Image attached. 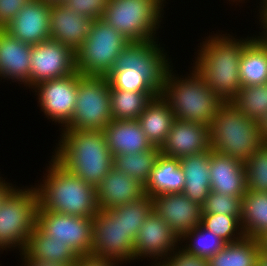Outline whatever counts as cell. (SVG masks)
<instances>
[{
	"label": "cell",
	"instance_id": "6da1fadb",
	"mask_svg": "<svg viewBox=\"0 0 267 266\" xmlns=\"http://www.w3.org/2000/svg\"><path fill=\"white\" fill-rule=\"evenodd\" d=\"M230 33L223 30L209 31V35L202 37L203 40L198 39L201 42L198 48L195 47L196 57L191 62L210 89L224 102H231L239 93L240 59L246 43L255 35L250 33L245 38L236 37V32Z\"/></svg>",
	"mask_w": 267,
	"mask_h": 266
},
{
	"label": "cell",
	"instance_id": "7a4b0ae2",
	"mask_svg": "<svg viewBox=\"0 0 267 266\" xmlns=\"http://www.w3.org/2000/svg\"><path fill=\"white\" fill-rule=\"evenodd\" d=\"M52 156L69 172L97 187L113 168L103 131L61 129Z\"/></svg>",
	"mask_w": 267,
	"mask_h": 266
},
{
	"label": "cell",
	"instance_id": "3957f363",
	"mask_svg": "<svg viewBox=\"0 0 267 266\" xmlns=\"http://www.w3.org/2000/svg\"><path fill=\"white\" fill-rule=\"evenodd\" d=\"M37 184L38 210L93 218L99 210L96 187L69 172L53 156Z\"/></svg>",
	"mask_w": 267,
	"mask_h": 266
},
{
	"label": "cell",
	"instance_id": "277c9868",
	"mask_svg": "<svg viewBox=\"0 0 267 266\" xmlns=\"http://www.w3.org/2000/svg\"><path fill=\"white\" fill-rule=\"evenodd\" d=\"M174 66L167 71L161 96L169 103L175 119L209 126L225 102L193 66H188L189 73L184 75L178 74Z\"/></svg>",
	"mask_w": 267,
	"mask_h": 266
},
{
	"label": "cell",
	"instance_id": "5b68a950",
	"mask_svg": "<svg viewBox=\"0 0 267 266\" xmlns=\"http://www.w3.org/2000/svg\"><path fill=\"white\" fill-rule=\"evenodd\" d=\"M211 149L245 163L265 142L258 121L225 102L209 125Z\"/></svg>",
	"mask_w": 267,
	"mask_h": 266
},
{
	"label": "cell",
	"instance_id": "8992f818",
	"mask_svg": "<svg viewBox=\"0 0 267 266\" xmlns=\"http://www.w3.org/2000/svg\"><path fill=\"white\" fill-rule=\"evenodd\" d=\"M19 186L0 204V254L4 250L22 253L37 222V189L33 184Z\"/></svg>",
	"mask_w": 267,
	"mask_h": 266
},
{
	"label": "cell",
	"instance_id": "52a82bcc",
	"mask_svg": "<svg viewBox=\"0 0 267 266\" xmlns=\"http://www.w3.org/2000/svg\"><path fill=\"white\" fill-rule=\"evenodd\" d=\"M164 9L160 0H110L101 19L130 42L162 40L158 33L164 28Z\"/></svg>",
	"mask_w": 267,
	"mask_h": 266
},
{
	"label": "cell",
	"instance_id": "ba28073f",
	"mask_svg": "<svg viewBox=\"0 0 267 266\" xmlns=\"http://www.w3.org/2000/svg\"><path fill=\"white\" fill-rule=\"evenodd\" d=\"M130 43L102 19L94 20L87 38L74 51L75 69L84 76H107Z\"/></svg>",
	"mask_w": 267,
	"mask_h": 266
},
{
	"label": "cell",
	"instance_id": "9c48e42d",
	"mask_svg": "<svg viewBox=\"0 0 267 266\" xmlns=\"http://www.w3.org/2000/svg\"><path fill=\"white\" fill-rule=\"evenodd\" d=\"M91 248L92 255L110 258L125 266L134 264L135 237L127 231L126 204L96 212Z\"/></svg>",
	"mask_w": 267,
	"mask_h": 266
},
{
	"label": "cell",
	"instance_id": "30bf717a",
	"mask_svg": "<svg viewBox=\"0 0 267 266\" xmlns=\"http://www.w3.org/2000/svg\"><path fill=\"white\" fill-rule=\"evenodd\" d=\"M110 90L107 76H84L78 72L73 117L63 129L103 131L113 120Z\"/></svg>",
	"mask_w": 267,
	"mask_h": 266
},
{
	"label": "cell",
	"instance_id": "8fae6325",
	"mask_svg": "<svg viewBox=\"0 0 267 266\" xmlns=\"http://www.w3.org/2000/svg\"><path fill=\"white\" fill-rule=\"evenodd\" d=\"M78 90V72L68 76L47 80L30 90L34 93L37 107L52 125L63 129L73 117ZM54 122V123H53Z\"/></svg>",
	"mask_w": 267,
	"mask_h": 266
},
{
	"label": "cell",
	"instance_id": "7c38bea8",
	"mask_svg": "<svg viewBox=\"0 0 267 266\" xmlns=\"http://www.w3.org/2000/svg\"><path fill=\"white\" fill-rule=\"evenodd\" d=\"M161 43L159 39L131 42L120 52L113 69L145 72L162 89L174 59Z\"/></svg>",
	"mask_w": 267,
	"mask_h": 266
},
{
	"label": "cell",
	"instance_id": "4fadbf2b",
	"mask_svg": "<svg viewBox=\"0 0 267 266\" xmlns=\"http://www.w3.org/2000/svg\"><path fill=\"white\" fill-rule=\"evenodd\" d=\"M30 60L29 84L25 88L29 91L41 82L62 78L76 71L74 50L52 39L32 45Z\"/></svg>",
	"mask_w": 267,
	"mask_h": 266
},
{
	"label": "cell",
	"instance_id": "5bb4252c",
	"mask_svg": "<svg viewBox=\"0 0 267 266\" xmlns=\"http://www.w3.org/2000/svg\"><path fill=\"white\" fill-rule=\"evenodd\" d=\"M36 224L50 237L68 244L78 256L91 253L93 218L37 210Z\"/></svg>",
	"mask_w": 267,
	"mask_h": 266
},
{
	"label": "cell",
	"instance_id": "9a60e30c",
	"mask_svg": "<svg viewBox=\"0 0 267 266\" xmlns=\"http://www.w3.org/2000/svg\"><path fill=\"white\" fill-rule=\"evenodd\" d=\"M179 246L180 237L152 210L135 238L134 263L147 259L149 264H160Z\"/></svg>",
	"mask_w": 267,
	"mask_h": 266
},
{
	"label": "cell",
	"instance_id": "2e32d148",
	"mask_svg": "<svg viewBox=\"0 0 267 266\" xmlns=\"http://www.w3.org/2000/svg\"><path fill=\"white\" fill-rule=\"evenodd\" d=\"M152 203L153 211L180 238L201 223L202 207L186 197L182 192L153 196Z\"/></svg>",
	"mask_w": 267,
	"mask_h": 266
},
{
	"label": "cell",
	"instance_id": "e0dca14e",
	"mask_svg": "<svg viewBox=\"0 0 267 266\" xmlns=\"http://www.w3.org/2000/svg\"><path fill=\"white\" fill-rule=\"evenodd\" d=\"M49 20L50 5L30 0L3 30L23 43L36 45L50 39Z\"/></svg>",
	"mask_w": 267,
	"mask_h": 266
},
{
	"label": "cell",
	"instance_id": "ac0fdd59",
	"mask_svg": "<svg viewBox=\"0 0 267 266\" xmlns=\"http://www.w3.org/2000/svg\"><path fill=\"white\" fill-rule=\"evenodd\" d=\"M210 149L208 125L177 119L160 147L161 154L171 158L204 153Z\"/></svg>",
	"mask_w": 267,
	"mask_h": 266
},
{
	"label": "cell",
	"instance_id": "d6986e66",
	"mask_svg": "<svg viewBox=\"0 0 267 266\" xmlns=\"http://www.w3.org/2000/svg\"><path fill=\"white\" fill-rule=\"evenodd\" d=\"M31 49L32 45L0 29V82L4 79L3 82L17 83L22 88L29 84Z\"/></svg>",
	"mask_w": 267,
	"mask_h": 266
},
{
	"label": "cell",
	"instance_id": "ffe728a7",
	"mask_svg": "<svg viewBox=\"0 0 267 266\" xmlns=\"http://www.w3.org/2000/svg\"><path fill=\"white\" fill-rule=\"evenodd\" d=\"M50 39L68 45L74 51L87 38L93 19L70 10L65 3L50 5Z\"/></svg>",
	"mask_w": 267,
	"mask_h": 266
},
{
	"label": "cell",
	"instance_id": "44dd1931",
	"mask_svg": "<svg viewBox=\"0 0 267 266\" xmlns=\"http://www.w3.org/2000/svg\"><path fill=\"white\" fill-rule=\"evenodd\" d=\"M100 210L139 200L145 195L144 185L116 168H112L96 187Z\"/></svg>",
	"mask_w": 267,
	"mask_h": 266
},
{
	"label": "cell",
	"instance_id": "7402d4cb",
	"mask_svg": "<svg viewBox=\"0 0 267 266\" xmlns=\"http://www.w3.org/2000/svg\"><path fill=\"white\" fill-rule=\"evenodd\" d=\"M211 191L243 197L247 190L244 163L210 149Z\"/></svg>",
	"mask_w": 267,
	"mask_h": 266
},
{
	"label": "cell",
	"instance_id": "603a6c76",
	"mask_svg": "<svg viewBox=\"0 0 267 266\" xmlns=\"http://www.w3.org/2000/svg\"><path fill=\"white\" fill-rule=\"evenodd\" d=\"M18 255L24 259H35L68 266H75L79 257L68 244L50 237L37 224L29 236L25 250Z\"/></svg>",
	"mask_w": 267,
	"mask_h": 266
},
{
	"label": "cell",
	"instance_id": "cb8c5ba5",
	"mask_svg": "<svg viewBox=\"0 0 267 266\" xmlns=\"http://www.w3.org/2000/svg\"><path fill=\"white\" fill-rule=\"evenodd\" d=\"M103 132L113 156L146 151L152 147L137 120H112Z\"/></svg>",
	"mask_w": 267,
	"mask_h": 266
},
{
	"label": "cell",
	"instance_id": "d4e9b609",
	"mask_svg": "<svg viewBox=\"0 0 267 266\" xmlns=\"http://www.w3.org/2000/svg\"><path fill=\"white\" fill-rule=\"evenodd\" d=\"M184 173L183 194L201 207L211 191L210 150L179 158Z\"/></svg>",
	"mask_w": 267,
	"mask_h": 266
},
{
	"label": "cell",
	"instance_id": "484cf974",
	"mask_svg": "<svg viewBox=\"0 0 267 266\" xmlns=\"http://www.w3.org/2000/svg\"><path fill=\"white\" fill-rule=\"evenodd\" d=\"M174 120L170 105L161 94L153 98L137 119L147 140L159 148L165 142Z\"/></svg>",
	"mask_w": 267,
	"mask_h": 266
},
{
	"label": "cell",
	"instance_id": "4316f807",
	"mask_svg": "<svg viewBox=\"0 0 267 266\" xmlns=\"http://www.w3.org/2000/svg\"><path fill=\"white\" fill-rule=\"evenodd\" d=\"M184 181L179 158L161 154L144 186L145 195L153 197L166 193L183 192Z\"/></svg>",
	"mask_w": 267,
	"mask_h": 266
},
{
	"label": "cell",
	"instance_id": "83f0119b",
	"mask_svg": "<svg viewBox=\"0 0 267 266\" xmlns=\"http://www.w3.org/2000/svg\"><path fill=\"white\" fill-rule=\"evenodd\" d=\"M257 32L246 43L240 59L241 87L267 83V44Z\"/></svg>",
	"mask_w": 267,
	"mask_h": 266
},
{
	"label": "cell",
	"instance_id": "f1b7e54d",
	"mask_svg": "<svg viewBox=\"0 0 267 266\" xmlns=\"http://www.w3.org/2000/svg\"><path fill=\"white\" fill-rule=\"evenodd\" d=\"M240 224L244 236L258 239L267 232V193L247 191L242 197Z\"/></svg>",
	"mask_w": 267,
	"mask_h": 266
},
{
	"label": "cell",
	"instance_id": "f546056e",
	"mask_svg": "<svg viewBox=\"0 0 267 266\" xmlns=\"http://www.w3.org/2000/svg\"><path fill=\"white\" fill-rule=\"evenodd\" d=\"M260 249L258 239L244 236L241 240L226 243L208 258V266H256Z\"/></svg>",
	"mask_w": 267,
	"mask_h": 266
},
{
	"label": "cell",
	"instance_id": "4dcf8cb0",
	"mask_svg": "<svg viewBox=\"0 0 267 266\" xmlns=\"http://www.w3.org/2000/svg\"><path fill=\"white\" fill-rule=\"evenodd\" d=\"M157 92H132L111 89V116L113 120H137Z\"/></svg>",
	"mask_w": 267,
	"mask_h": 266
},
{
	"label": "cell",
	"instance_id": "1f68e13d",
	"mask_svg": "<svg viewBox=\"0 0 267 266\" xmlns=\"http://www.w3.org/2000/svg\"><path fill=\"white\" fill-rule=\"evenodd\" d=\"M160 155V148L156 146L137 153L115 155L113 167L145 186Z\"/></svg>",
	"mask_w": 267,
	"mask_h": 266
},
{
	"label": "cell",
	"instance_id": "d6a6232c",
	"mask_svg": "<svg viewBox=\"0 0 267 266\" xmlns=\"http://www.w3.org/2000/svg\"><path fill=\"white\" fill-rule=\"evenodd\" d=\"M225 245L226 242L222 238L201 225L186 232L180 238V247L188 254L207 259L216 254Z\"/></svg>",
	"mask_w": 267,
	"mask_h": 266
},
{
	"label": "cell",
	"instance_id": "836d02e7",
	"mask_svg": "<svg viewBox=\"0 0 267 266\" xmlns=\"http://www.w3.org/2000/svg\"><path fill=\"white\" fill-rule=\"evenodd\" d=\"M230 103L248 118L258 121L267 112V83L241 87Z\"/></svg>",
	"mask_w": 267,
	"mask_h": 266
},
{
	"label": "cell",
	"instance_id": "e575fe53",
	"mask_svg": "<svg viewBox=\"0 0 267 266\" xmlns=\"http://www.w3.org/2000/svg\"><path fill=\"white\" fill-rule=\"evenodd\" d=\"M110 89H122L132 92H157L161 88L145 73L126 71V69H112L107 75Z\"/></svg>",
	"mask_w": 267,
	"mask_h": 266
},
{
	"label": "cell",
	"instance_id": "d590c367",
	"mask_svg": "<svg viewBox=\"0 0 267 266\" xmlns=\"http://www.w3.org/2000/svg\"><path fill=\"white\" fill-rule=\"evenodd\" d=\"M200 225L226 243H233L244 237L240 221L233 215L202 214Z\"/></svg>",
	"mask_w": 267,
	"mask_h": 266
},
{
	"label": "cell",
	"instance_id": "8d00e7d4",
	"mask_svg": "<svg viewBox=\"0 0 267 266\" xmlns=\"http://www.w3.org/2000/svg\"><path fill=\"white\" fill-rule=\"evenodd\" d=\"M247 190L267 193V143L244 163Z\"/></svg>",
	"mask_w": 267,
	"mask_h": 266
},
{
	"label": "cell",
	"instance_id": "74e56055",
	"mask_svg": "<svg viewBox=\"0 0 267 266\" xmlns=\"http://www.w3.org/2000/svg\"><path fill=\"white\" fill-rule=\"evenodd\" d=\"M242 213V197L210 191L202 206V214L233 215L239 221Z\"/></svg>",
	"mask_w": 267,
	"mask_h": 266
},
{
	"label": "cell",
	"instance_id": "f35d334b",
	"mask_svg": "<svg viewBox=\"0 0 267 266\" xmlns=\"http://www.w3.org/2000/svg\"><path fill=\"white\" fill-rule=\"evenodd\" d=\"M153 210L152 197L144 195L139 200L126 204L127 231L136 238L139 228Z\"/></svg>",
	"mask_w": 267,
	"mask_h": 266
},
{
	"label": "cell",
	"instance_id": "ab89813d",
	"mask_svg": "<svg viewBox=\"0 0 267 266\" xmlns=\"http://www.w3.org/2000/svg\"><path fill=\"white\" fill-rule=\"evenodd\" d=\"M110 0H66L65 5L82 16L93 20L101 19Z\"/></svg>",
	"mask_w": 267,
	"mask_h": 266
},
{
	"label": "cell",
	"instance_id": "60d3db41",
	"mask_svg": "<svg viewBox=\"0 0 267 266\" xmlns=\"http://www.w3.org/2000/svg\"><path fill=\"white\" fill-rule=\"evenodd\" d=\"M162 266H208L204 257L188 254L180 246L161 263Z\"/></svg>",
	"mask_w": 267,
	"mask_h": 266
},
{
	"label": "cell",
	"instance_id": "b9f144b4",
	"mask_svg": "<svg viewBox=\"0 0 267 266\" xmlns=\"http://www.w3.org/2000/svg\"><path fill=\"white\" fill-rule=\"evenodd\" d=\"M30 0H0V29L6 27Z\"/></svg>",
	"mask_w": 267,
	"mask_h": 266
},
{
	"label": "cell",
	"instance_id": "7bdbcfd3",
	"mask_svg": "<svg viewBox=\"0 0 267 266\" xmlns=\"http://www.w3.org/2000/svg\"><path fill=\"white\" fill-rule=\"evenodd\" d=\"M124 266L110 258L99 257L92 254L80 255L75 266Z\"/></svg>",
	"mask_w": 267,
	"mask_h": 266
},
{
	"label": "cell",
	"instance_id": "ee69618b",
	"mask_svg": "<svg viewBox=\"0 0 267 266\" xmlns=\"http://www.w3.org/2000/svg\"><path fill=\"white\" fill-rule=\"evenodd\" d=\"M5 179L8 178H3L0 174V204L5 199V197L17 186L15 181L12 183L9 180L6 181Z\"/></svg>",
	"mask_w": 267,
	"mask_h": 266
},
{
	"label": "cell",
	"instance_id": "f6af8a7d",
	"mask_svg": "<svg viewBox=\"0 0 267 266\" xmlns=\"http://www.w3.org/2000/svg\"><path fill=\"white\" fill-rule=\"evenodd\" d=\"M21 260L19 266H68L65 264H59V263H50V262H45V261H38L35 259H24L21 255H19Z\"/></svg>",
	"mask_w": 267,
	"mask_h": 266
},
{
	"label": "cell",
	"instance_id": "bcb514c9",
	"mask_svg": "<svg viewBox=\"0 0 267 266\" xmlns=\"http://www.w3.org/2000/svg\"><path fill=\"white\" fill-rule=\"evenodd\" d=\"M255 19V23L260 25L259 31L261 30V32H267V7L257 17H255Z\"/></svg>",
	"mask_w": 267,
	"mask_h": 266
},
{
	"label": "cell",
	"instance_id": "7dc6e473",
	"mask_svg": "<svg viewBox=\"0 0 267 266\" xmlns=\"http://www.w3.org/2000/svg\"><path fill=\"white\" fill-rule=\"evenodd\" d=\"M258 125L261 131V137L267 143V112L258 120Z\"/></svg>",
	"mask_w": 267,
	"mask_h": 266
},
{
	"label": "cell",
	"instance_id": "c3c4849f",
	"mask_svg": "<svg viewBox=\"0 0 267 266\" xmlns=\"http://www.w3.org/2000/svg\"><path fill=\"white\" fill-rule=\"evenodd\" d=\"M256 266H267V253L259 249Z\"/></svg>",
	"mask_w": 267,
	"mask_h": 266
},
{
	"label": "cell",
	"instance_id": "681fc988",
	"mask_svg": "<svg viewBox=\"0 0 267 266\" xmlns=\"http://www.w3.org/2000/svg\"><path fill=\"white\" fill-rule=\"evenodd\" d=\"M260 249L267 253V232L258 238Z\"/></svg>",
	"mask_w": 267,
	"mask_h": 266
},
{
	"label": "cell",
	"instance_id": "f907efd6",
	"mask_svg": "<svg viewBox=\"0 0 267 266\" xmlns=\"http://www.w3.org/2000/svg\"><path fill=\"white\" fill-rule=\"evenodd\" d=\"M257 3L259 4V6L254 4L256 6V9H254L255 10L254 15L258 12L256 17L267 7V0H259V2Z\"/></svg>",
	"mask_w": 267,
	"mask_h": 266
},
{
	"label": "cell",
	"instance_id": "816d5d0a",
	"mask_svg": "<svg viewBox=\"0 0 267 266\" xmlns=\"http://www.w3.org/2000/svg\"><path fill=\"white\" fill-rule=\"evenodd\" d=\"M226 1H228L229 3L227 2V4H229L231 6H233L235 4L234 6L237 7V5H238L240 7V9H241V6L243 8V4L249 3V2H247L249 0H226Z\"/></svg>",
	"mask_w": 267,
	"mask_h": 266
},
{
	"label": "cell",
	"instance_id": "f5cc1de1",
	"mask_svg": "<svg viewBox=\"0 0 267 266\" xmlns=\"http://www.w3.org/2000/svg\"><path fill=\"white\" fill-rule=\"evenodd\" d=\"M49 5L65 3L66 0H43Z\"/></svg>",
	"mask_w": 267,
	"mask_h": 266
},
{
	"label": "cell",
	"instance_id": "db71d44e",
	"mask_svg": "<svg viewBox=\"0 0 267 266\" xmlns=\"http://www.w3.org/2000/svg\"><path fill=\"white\" fill-rule=\"evenodd\" d=\"M263 40L264 42L267 44V32H258L257 33Z\"/></svg>",
	"mask_w": 267,
	"mask_h": 266
},
{
	"label": "cell",
	"instance_id": "11a10c76",
	"mask_svg": "<svg viewBox=\"0 0 267 266\" xmlns=\"http://www.w3.org/2000/svg\"><path fill=\"white\" fill-rule=\"evenodd\" d=\"M165 6H167L168 4H170V3H168L167 1H169V0H160Z\"/></svg>",
	"mask_w": 267,
	"mask_h": 266
},
{
	"label": "cell",
	"instance_id": "9f6ffc18",
	"mask_svg": "<svg viewBox=\"0 0 267 266\" xmlns=\"http://www.w3.org/2000/svg\"><path fill=\"white\" fill-rule=\"evenodd\" d=\"M145 266H150V264L149 265H145ZM151 266H162L161 264H151Z\"/></svg>",
	"mask_w": 267,
	"mask_h": 266
}]
</instances>
